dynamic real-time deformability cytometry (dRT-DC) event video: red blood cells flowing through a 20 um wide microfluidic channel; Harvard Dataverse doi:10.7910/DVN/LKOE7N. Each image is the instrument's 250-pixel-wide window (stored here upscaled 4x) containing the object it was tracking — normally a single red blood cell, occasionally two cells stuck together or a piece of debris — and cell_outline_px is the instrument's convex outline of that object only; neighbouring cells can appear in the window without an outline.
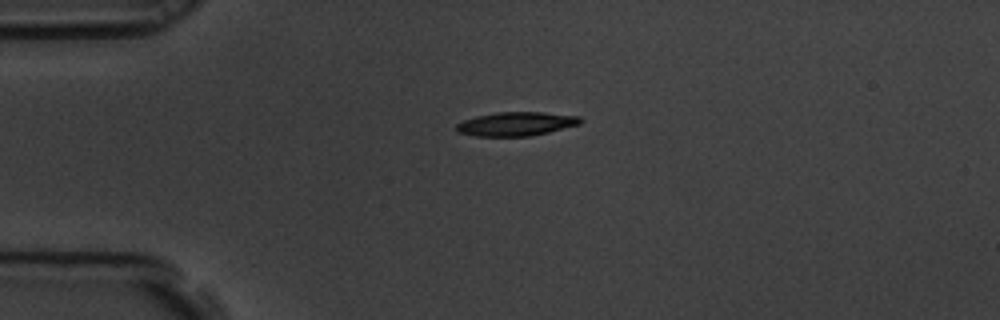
{"species": "common noctule bat (a hibernating species)", "species_latin": "Nyctalus noctula", "temperature_condition": "room temperature", "stored_images_in_passage": 46, "camera_frame_rate_fps": 3000, "um_per_image_px": 0.085, "animal": {"sex": "male", "body_mass_g": 19.5, "forearm_length_mm": 54.6}, "frame": {"image": 1, "passage_image": 1, "time_ms": 0.0, "image_size_px": [1000, 320], "cell_outline_px": [[584, 120], [580, 124], [532, 136], [476, 136], [456, 132], [456, 124], [464, 120], [476, 116], [496, 112], [544, 112], [580, 116]], "centroid_in_image_um": [43.89, 10.53], "position_along_channel_um": 41.1, "area_um2": 17.34}}
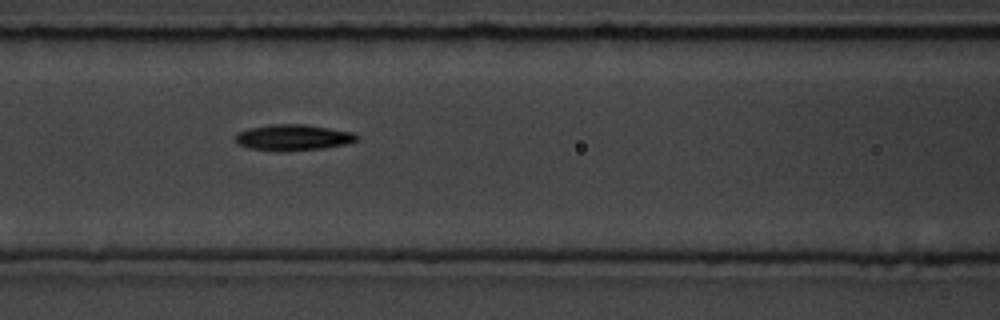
{"frame": {"image": 2, "passage_image": 12, "time_ms": 3.667, "image_size_px": [1000, 320], "cell_outline_px": [[360, 136], [356, 140], [344, 144], [324, 148], [280, 152], [252, 148], [240, 144], [236, 140], [236, 136], [240, 132], [248, 128], [272, 124], [304, 124], [352, 132]], "centroid_in_image_um": [24.93, 11.68], "position_along_channel_um": 141.7, "area_um2": 18.15}}
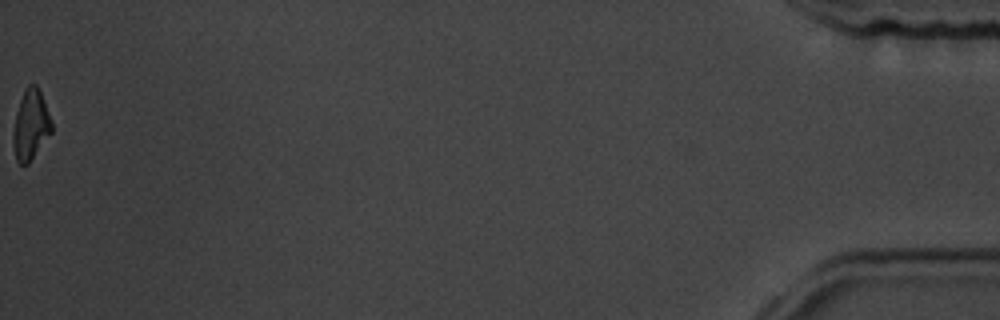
{"frame": {"image": 3, "passage_image": 46, "time_ms": 15.0, "image_size_px": [1000, 320], "cell_outline_px": [[52, 132], [28, 164], [20, 164], [16, 160], [12, 144], [12, 132], [16, 112], [24, 88], [28, 84], [36, 84], [40, 92], [52, 124]], "centroid_in_image_um": [2.58, 10.63], "position_along_channel_um": 432.6, "area_um2": 15.66}, "authors_computed_cell_mechanics": {"area_um2": 17.0799, "velocity_mm_per_s": 3.474, "shape_relaxation_time_tau1_ms": 1.9586, "shape_relaxation_time_tau2_ms": 6.6955, "deformation_change_tau1": 0.1367, "deformation_change_tau2": 0.1704}}